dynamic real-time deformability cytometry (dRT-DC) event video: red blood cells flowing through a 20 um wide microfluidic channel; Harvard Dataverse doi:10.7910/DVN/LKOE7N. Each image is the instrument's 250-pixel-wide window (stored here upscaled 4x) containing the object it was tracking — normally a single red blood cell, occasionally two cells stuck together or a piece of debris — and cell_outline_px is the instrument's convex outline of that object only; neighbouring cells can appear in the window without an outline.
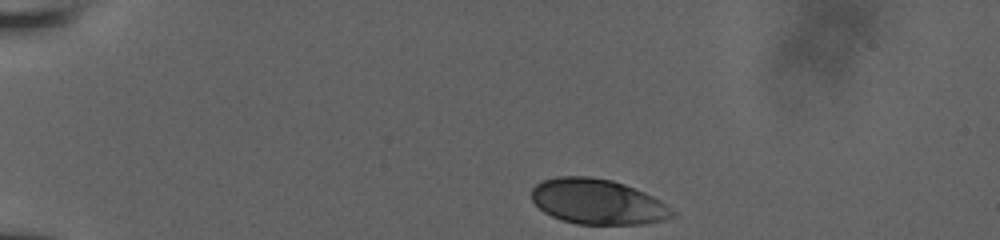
{"species": "human", "species_latin": "Homo sapiens", "temperature_condition": "room temperature", "stored_images_in_passage": 9, "camera_frame_rate_fps": 3000, "um_per_image_px": 0.085, "donor": {"sex": "male"}, "frame": {"image": 1, "passage_image": 1, "time_ms": 0.0, "image_size_px": [1000, 240], "cell_outline_px": [[676, 216], [664, 220], [644, 224], [576, 224], [560, 220], [544, 212], [532, 200], [532, 188], [536, 184], [544, 180], [560, 176], [588, 176], [612, 180], [624, 184], [644, 192], [660, 200], [676, 212]], "centroid_in_image_um": [50.81, 17.15], "position_along_channel_um": 34.2, "area_um2": 37.17}}
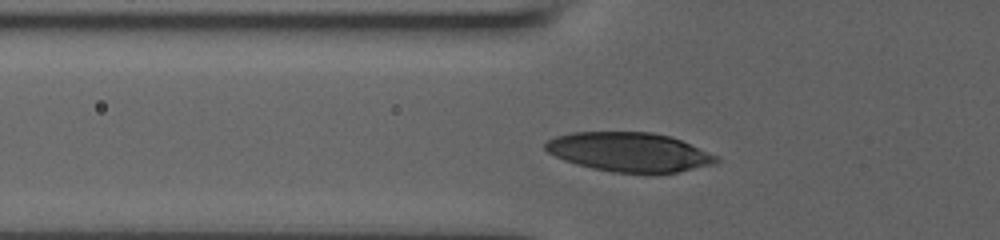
{"frame": {"image": 2, "passage_image": 6, "time_ms": 3.0, "image_size_px": [1000, 240], "cell_outline_px": [[720, 160], [712, 164], [676, 172], [656, 176], [612, 172], [592, 168], [576, 164], [564, 160], [548, 152], [544, 148], [544, 144], [548, 140], [556, 136], [572, 132], [652, 132], [672, 136], [720, 156]], "centroid_in_image_um": [53.53, 12.95], "position_along_channel_um": 72.3, "area_um2": 39.82}}
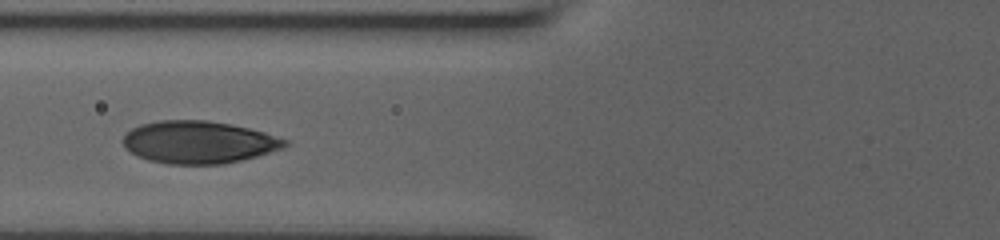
{"frame": {"image": 3, "passage_image": 8, "time_ms": 4.0, "image_size_px": [1000, 240], "cell_outline_px": [[288, 144], [284, 148], [256, 156], [224, 164], [168, 164], [148, 160], [136, 156], [124, 148], [120, 140], [132, 128], [140, 124], [160, 120], [208, 120], [232, 124], [264, 132], [288, 140]], "centroid_in_image_um": [16.85, 12.08], "position_along_channel_um": 109.0, "area_um2": 40.29}}